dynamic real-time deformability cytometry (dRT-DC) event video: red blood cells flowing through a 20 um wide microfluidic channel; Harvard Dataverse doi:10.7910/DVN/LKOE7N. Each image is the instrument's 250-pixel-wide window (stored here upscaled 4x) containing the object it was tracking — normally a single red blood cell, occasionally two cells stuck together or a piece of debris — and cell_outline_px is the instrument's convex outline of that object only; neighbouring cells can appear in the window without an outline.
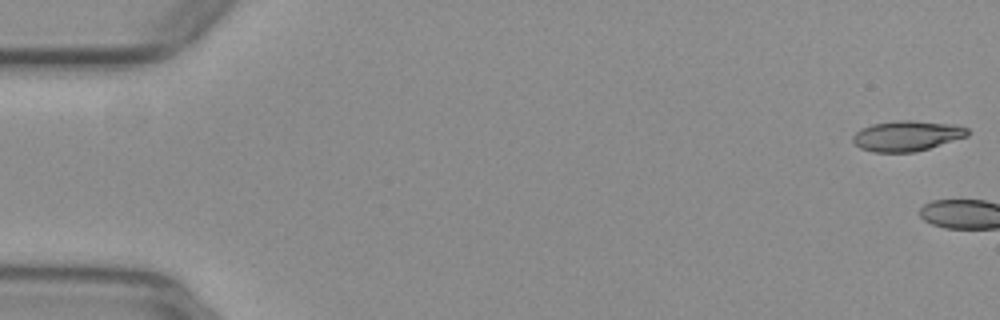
{"species": "common noctule bat (a hibernating species)", "species_latin": "Nyctalus noctula", "temperature_condition": "warm", "stored_images_in_passage": 3, "camera_frame_rate_fps": 3000, "um_per_image_px": 0.085, "animal": {"sex": "female", "body_mass_g": 29.2, "forearm_length_mm": 56.3}, "frame": {"image": 1, "passage_image": 1, "time_ms": 0.0, "image_size_px": [1000, 320], "cell_outline_px": [[968, 136], [928, 148], [912, 152], [872, 152], [860, 148], [852, 140], [852, 136], [860, 128], [872, 124], [900, 120], [908, 120], [956, 124], [968, 128]], "centroid_in_image_um": [77.07, 11.54], "position_along_channel_um": 7.9, "area_um2": 20.23}}